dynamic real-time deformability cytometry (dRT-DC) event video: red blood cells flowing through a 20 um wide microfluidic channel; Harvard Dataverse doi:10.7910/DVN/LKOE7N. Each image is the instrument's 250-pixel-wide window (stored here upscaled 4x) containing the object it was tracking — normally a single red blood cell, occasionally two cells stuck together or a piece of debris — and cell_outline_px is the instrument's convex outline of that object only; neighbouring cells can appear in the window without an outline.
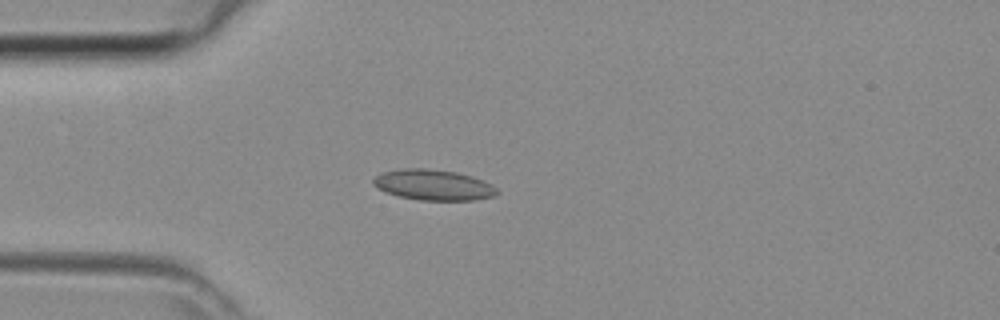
{"species": "common noctule bat (a hibernating species)", "species_latin": "Nyctalus noctula", "temperature_condition": "room temperature", "stored_images_in_passage": 35, "camera_frame_rate_fps": 3000, "um_per_image_px": 0.085, "animal": {"sex": "female", "body_mass_g": 29.2, "forearm_length_mm": 56.3}, "frame": {"image": 1, "passage_image": 11, "time_ms": 3.333, "image_size_px": [1000, 320], "cell_outline_px": [[496, 196], [476, 200], [420, 200], [400, 196], [388, 192], [372, 184], [372, 180], [380, 172], [400, 168], [424, 168], [456, 172], [472, 176], [484, 180], [492, 184], [496, 188]], "centroid_in_image_um": [36.85, 15.71], "position_along_channel_um": 48.1, "area_um2": 22.08}}
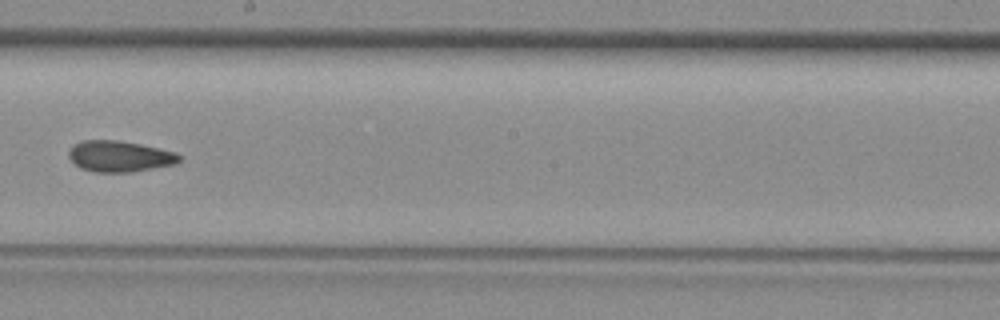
{"frame": {"image": 2, "passage_image": 24, "time_ms": 7.667, "image_size_px": [1000, 320], "cell_outline_px": [[180, 160], [176, 164], [132, 172], [96, 172], [80, 168], [68, 156], [68, 152], [72, 144], [84, 140], [116, 140], [140, 144], [176, 152], [180, 156]], "centroid_in_image_um": [10.16, 13.28], "position_along_channel_um": 238.0, "area_um2": 20.0}}
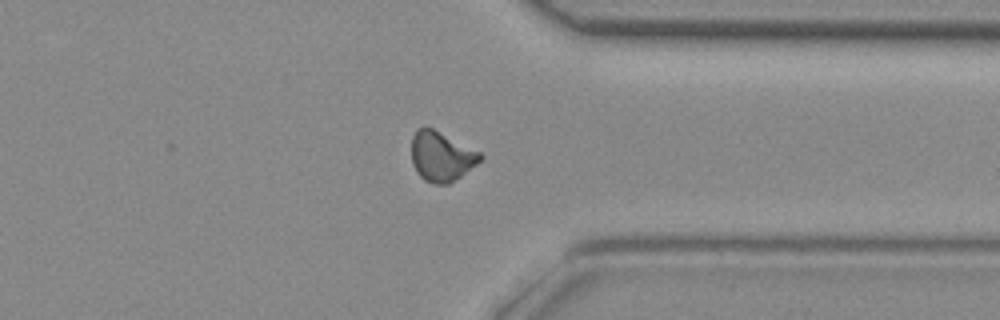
{"frame": {"image": 3, "passage_image": 33, "time_ms": 10.667, "image_size_px": [1000, 320], "cell_outline_px": [[484, 156], [476, 164], [460, 176], [448, 184], [436, 184], [424, 180], [416, 172], [412, 164], [412, 136], [416, 128], [432, 128], [480, 152]], "centroid_in_image_um": [37.49, 13.3], "position_along_channel_um": 373.9, "area_um2": 19.65}}